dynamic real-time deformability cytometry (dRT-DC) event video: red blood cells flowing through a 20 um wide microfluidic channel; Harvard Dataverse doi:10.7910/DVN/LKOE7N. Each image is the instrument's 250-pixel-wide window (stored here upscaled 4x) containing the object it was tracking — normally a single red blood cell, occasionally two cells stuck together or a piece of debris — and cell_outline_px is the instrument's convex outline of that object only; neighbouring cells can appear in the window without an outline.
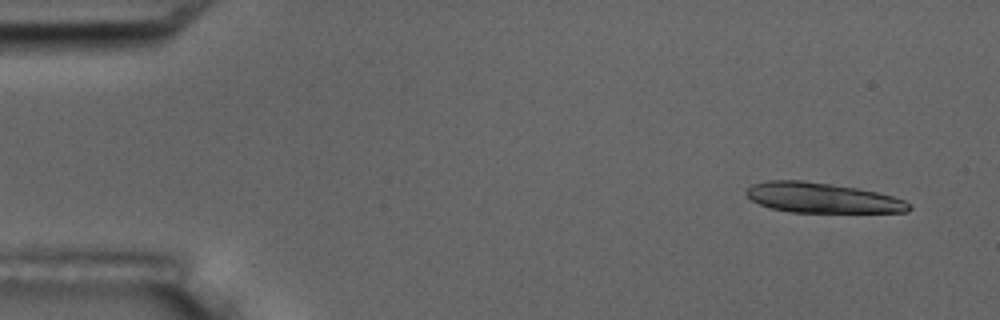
{"species": "common noctule bat (a hibernating species)", "species_latin": "Nyctalus noctula", "temperature_condition": "room temperature", "stored_images_in_passage": 5, "camera_frame_rate_fps": 3000, "um_per_image_px": 0.085, "animal": {"sex": "male", "body_mass_g": 17.5, "forearm_length_mm": 52.3}, "frame": {"image": 1, "passage_image": 1, "time_ms": 0.0, "image_size_px": [1000, 320], "cell_outline_px": [[912, 208], [908, 212], [788, 212], [772, 208], [760, 204], [752, 200], [744, 192], [752, 184], [768, 180], [804, 180], [832, 184], [856, 188], [876, 192], [892, 196], [904, 200], [912, 204]], "centroid_in_image_um": [69.89, 16.81], "position_along_channel_um": 15.1, "area_um2": 28.5}}